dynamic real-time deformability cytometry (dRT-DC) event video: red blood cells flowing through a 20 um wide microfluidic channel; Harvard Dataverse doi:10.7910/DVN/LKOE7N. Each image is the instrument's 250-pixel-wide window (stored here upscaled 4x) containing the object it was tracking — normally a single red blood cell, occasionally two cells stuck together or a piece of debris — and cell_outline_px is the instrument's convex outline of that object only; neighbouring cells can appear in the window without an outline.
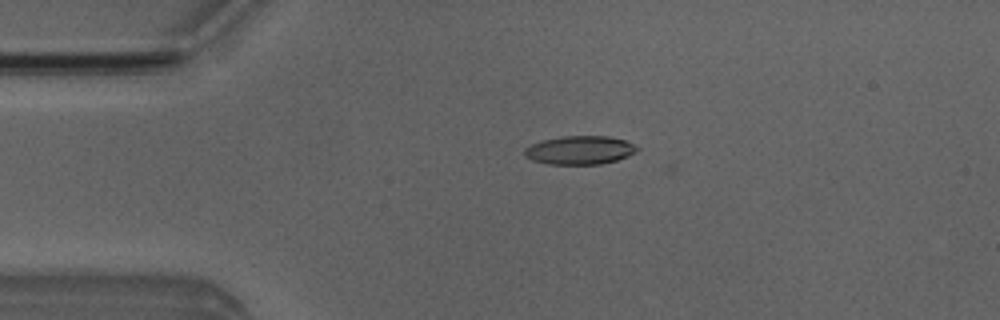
{"species": "Egyptian fruit bat (a non-hibernating species)", "species_latin": "Rousettus aegyptiacus", "temperature_condition": "room temperature", "stored_images_in_passage": 5, "camera_frame_rate_fps": 3000, "um_per_image_px": 0.085, "animal": {"sex": "male"}, "frame": {"image": 1, "passage_image": 4, "time_ms": 3.333, "image_size_px": [1000, 320], "cell_outline_px": [[640, 148], [636, 152], [628, 156], [616, 160], [600, 164], [548, 164], [532, 160], [524, 156], [524, 148], [532, 144], [544, 140], [564, 136], [608, 136], [624, 140]], "centroid_in_image_um": [49.28, 12.76], "position_along_channel_um": 35.7, "area_um2": 18.61}}